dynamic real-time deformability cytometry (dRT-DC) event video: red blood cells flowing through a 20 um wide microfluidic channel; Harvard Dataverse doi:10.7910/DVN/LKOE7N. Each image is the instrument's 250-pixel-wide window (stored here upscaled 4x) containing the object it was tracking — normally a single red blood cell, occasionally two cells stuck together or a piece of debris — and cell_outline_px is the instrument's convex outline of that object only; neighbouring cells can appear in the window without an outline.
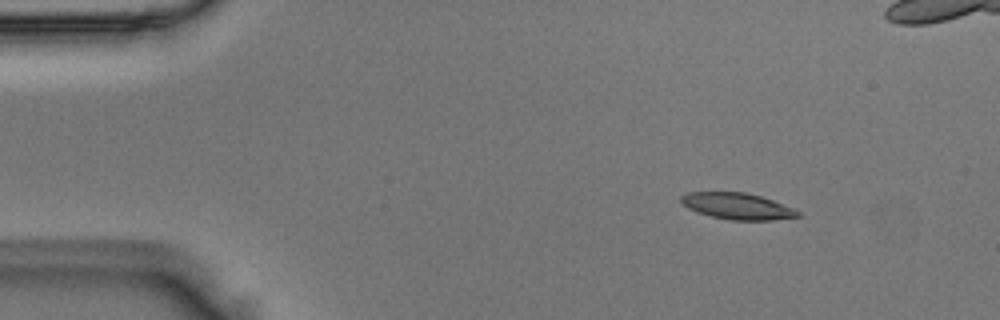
{"species": "Egyptian fruit bat (a non-hibernating species)", "species_latin": "Rousettus aegyptiacus", "temperature_condition": "room temperature", "stored_images_in_passage": 46, "camera_frame_rate_fps": 3000, "um_per_image_px": 0.085, "animal": {"sex": "male"}, "frame": {"image": 1, "passage_image": 1, "time_ms": 0.0, "image_size_px": [1000, 320], "cell_outline_px": [[800, 216], [772, 220], [732, 220], [712, 216], [696, 212], [688, 208], [680, 200], [680, 196], [688, 192], [744, 192], [760, 196], [772, 200], [792, 208], [800, 212]], "centroid_in_image_um": [62.65, 17.52], "position_along_channel_um": 22.4, "area_um2": 17.74}}
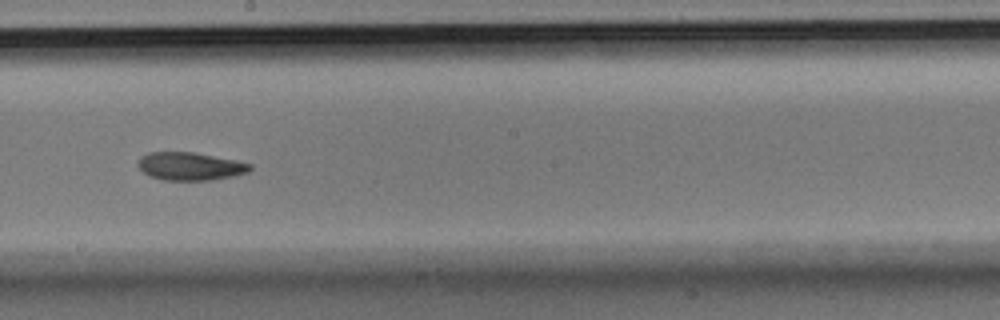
{"frame": {"image": 2, "passage_image": 23, "time_ms": 7.333, "image_size_px": [1000, 320], "cell_outline_px": [[252, 168], [248, 172], [236, 176], [212, 180], [160, 180], [144, 172], [136, 164], [140, 156], [148, 152], [192, 152], [236, 160], [252, 164]], "centroid_in_image_um": [16.17, 14.13], "position_along_channel_um": 232.0, "area_um2": 18.38}}
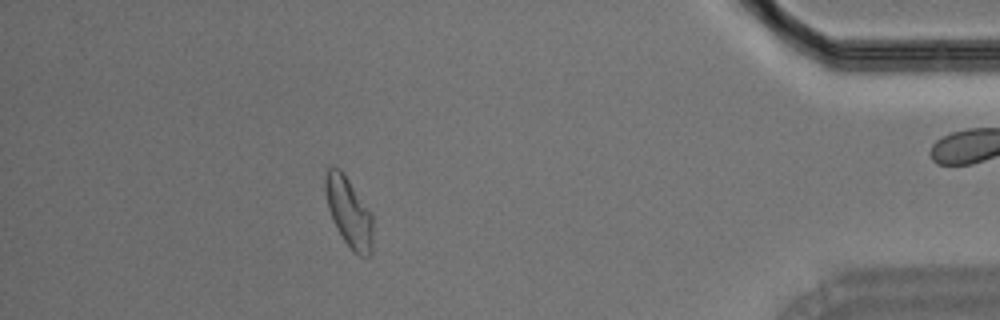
{"frame": {"image": 3, "passage_image": 40, "time_ms": 13.0, "image_size_px": [1000, 320], "cell_outline_px": [[372, 252], [368, 256], [360, 256], [344, 240], [328, 208], [324, 188], [324, 172], [328, 164], [340, 168], [372, 212]], "centroid_in_image_um": [29.64, 17.93], "position_along_channel_um": 405.6, "area_um2": 19.25}}